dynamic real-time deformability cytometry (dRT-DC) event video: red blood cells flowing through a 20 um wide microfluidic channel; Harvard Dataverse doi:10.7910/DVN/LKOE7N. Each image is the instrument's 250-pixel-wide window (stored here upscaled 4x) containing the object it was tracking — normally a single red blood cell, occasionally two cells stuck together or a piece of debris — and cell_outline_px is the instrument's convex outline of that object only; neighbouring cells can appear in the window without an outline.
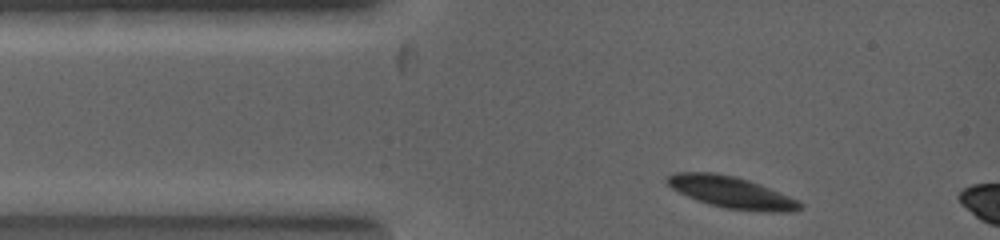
{"species": "common noctule bat (a hibernating species)", "species_latin": "Nyctalus noctula", "temperature_condition": "warm", "stored_images_in_passage": 2, "camera_frame_rate_fps": 5000, "um_per_image_px": 0.085, "animal": {"sex": "female", "body_mass_g": 19.0, "forearm_length_mm": 53.3}, "frame": {"image": 1, "passage_image": 1, "time_ms": 0.0, "image_size_px": [1000, 240], "cell_outline_px": [[804, 208], [792, 212], [764, 212], [724, 208], [708, 204], [688, 196], [672, 188], [664, 180], [668, 176], [676, 172], [716, 172], [736, 176], [760, 184], [800, 200], [804, 204]], "centroid_in_image_um": [62.24, 16.35], "position_along_channel_um": 22.8, "area_um2": 24.74}}